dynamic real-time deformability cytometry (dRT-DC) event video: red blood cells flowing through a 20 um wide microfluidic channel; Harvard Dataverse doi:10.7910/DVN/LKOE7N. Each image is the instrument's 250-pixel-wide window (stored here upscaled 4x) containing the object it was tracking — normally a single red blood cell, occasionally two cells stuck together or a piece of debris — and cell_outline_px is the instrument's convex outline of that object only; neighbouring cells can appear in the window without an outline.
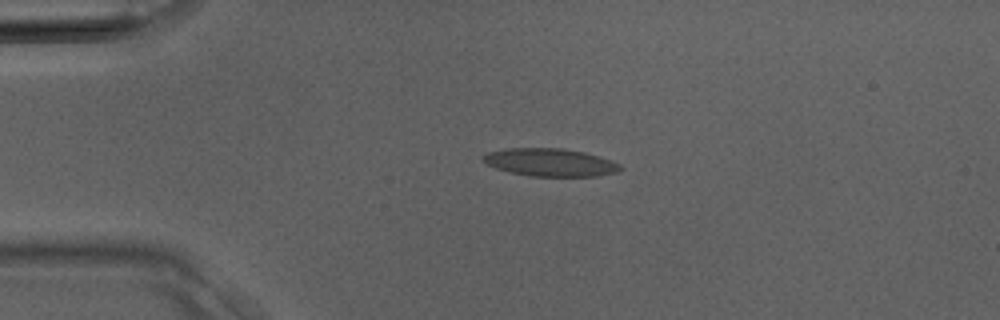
{"species": "Egyptian fruit bat (a non-hibernating species)", "species_latin": "Rousettus aegyptiacus", "temperature_condition": "room temperature", "stored_images_in_passage": 33, "camera_frame_rate_fps": 3000, "um_per_image_px": 0.085, "animal": {"sex": "male"}, "frame": {"image": 1, "passage_image": 8, "time_ms": 2.333, "image_size_px": [1000, 320], "cell_outline_px": [[624, 168], [616, 172], [596, 176], [532, 176], [512, 172], [496, 168], [480, 160], [488, 152], [504, 148], [564, 148], [584, 152], [600, 156], [620, 164]], "centroid_in_image_um": [46.78, 13.79], "position_along_channel_um": 38.2, "area_um2": 22.2}}
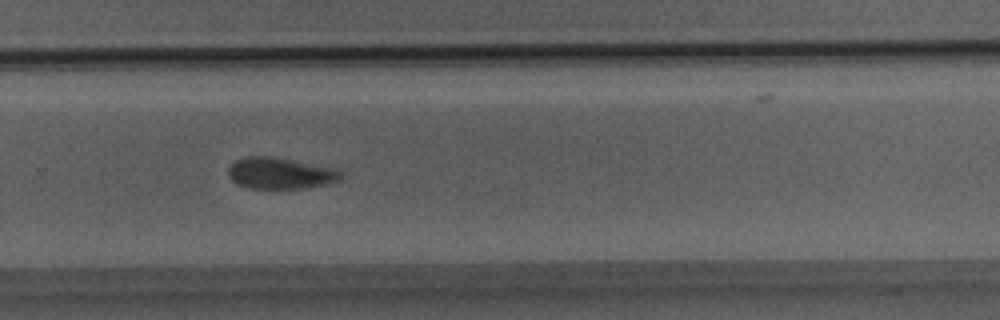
{"frame": {"image": 2, "passage_image": 25, "time_ms": 8.0, "image_size_px": [1000, 320], "cell_outline_px": [[344, 176], [340, 180], [328, 184], [304, 188], [248, 188], [236, 184], [228, 176], [228, 168], [236, 160], [248, 156], [276, 156], [340, 168], [344, 172]], "centroid_in_image_um": [23.91, 14.71], "position_along_channel_um": 305.9, "area_um2": 21.21}}
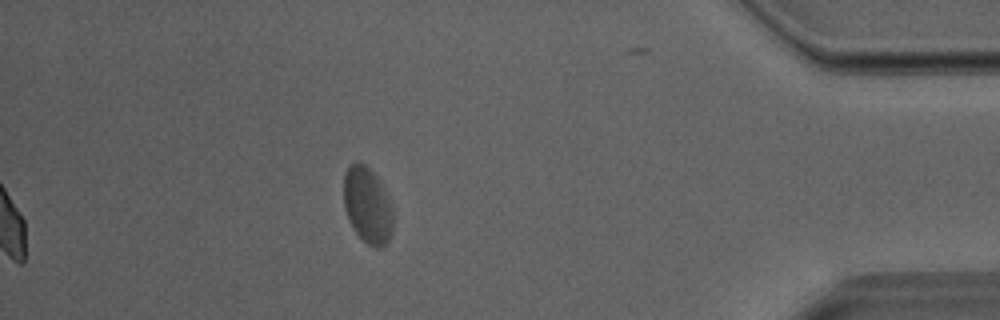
{"frame": {"image": 3, "passage_image": 33, "time_ms": 10.667, "image_size_px": [1000, 320], "cell_outline_px": [[392, 232], [388, 240], [380, 248], [376, 248], [368, 244], [356, 232], [348, 220], [344, 208], [344, 176], [348, 168], [356, 160], [360, 160], [376, 176], [392, 204]], "centroid_in_image_um": [31.23, 17.44], "position_along_channel_um": 404.0, "area_um2": 21.73}}